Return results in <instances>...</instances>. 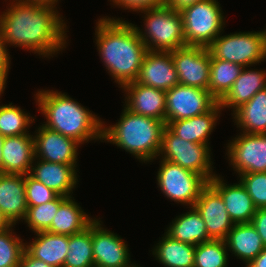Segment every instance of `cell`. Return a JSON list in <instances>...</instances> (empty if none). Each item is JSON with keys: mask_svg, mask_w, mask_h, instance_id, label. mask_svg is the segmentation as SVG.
<instances>
[{"mask_svg": "<svg viewBox=\"0 0 266 267\" xmlns=\"http://www.w3.org/2000/svg\"><path fill=\"white\" fill-rule=\"evenodd\" d=\"M211 55L250 67L266 59V29L264 31L235 32L229 35L222 33L208 47Z\"/></svg>", "mask_w": 266, "mask_h": 267, "instance_id": "cell-7", "label": "cell"}, {"mask_svg": "<svg viewBox=\"0 0 266 267\" xmlns=\"http://www.w3.org/2000/svg\"><path fill=\"white\" fill-rule=\"evenodd\" d=\"M227 147L229 165L238 175L266 172V134L240 132Z\"/></svg>", "mask_w": 266, "mask_h": 267, "instance_id": "cell-11", "label": "cell"}, {"mask_svg": "<svg viewBox=\"0 0 266 267\" xmlns=\"http://www.w3.org/2000/svg\"><path fill=\"white\" fill-rule=\"evenodd\" d=\"M170 53L179 84L208 90L211 62L208 48L186 45Z\"/></svg>", "mask_w": 266, "mask_h": 267, "instance_id": "cell-12", "label": "cell"}, {"mask_svg": "<svg viewBox=\"0 0 266 267\" xmlns=\"http://www.w3.org/2000/svg\"><path fill=\"white\" fill-rule=\"evenodd\" d=\"M8 50L9 49H6L5 43L0 35V89L6 88V81L10 69L11 58Z\"/></svg>", "mask_w": 266, "mask_h": 267, "instance_id": "cell-39", "label": "cell"}, {"mask_svg": "<svg viewBox=\"0 0 266 267\" xmlns=\"http://www.w3.org/2000/svg\"><path fill=\"white\" fill-rule=\"evenodd\" d=\"M228 251L241 259L245 265L254 260L265 248L252 223L234 224L225 239Z\"/></svg>", "mask_w": 266, "mask_h": 267, "instance_id": "cell-24", "label": "cell"}, {"mask_svg": "<svg viewBox=\"0 0 266 267\" xmlns=\"http://www.w3.org/2000/svg\"><path fill=\"white\" fill-rule=\"evenodd\" d=\"M245 267H266V247L258 256L250 261Z\"/></svg>", "mask_w": 266, "mask_h": 267, "instance_id": "cell-43", "label": "cell"}, {"mask_svg": "<svg viewBox=\"0 0 266 267\" xmlns=\"http://www.w3.org/2000/svg\"><path fill=\"white\" fill-rule=\"evenodd\" d=\"M205 222L210 239L225 240L234 226L220 194L208 183L194 204Z\"/></svg>", "mask_w": 266, "mask_h": 267, "instance_id": "cell-15", "label": "cell"}, {"mask_svg": "<svg viewBox=\"0 0 266 267\" xmlns=\"http://www.w3.org/2000/svg\"><path fill=\"white\" fill-rule=\"evenodd\" d=\"M225 240H209L195 246L194 267H227Z\"/></svg>", "mask_w": 266, "mask_h": 267, "instance_id": "cell-33", "label": "cell"}, {"mask_svg": "<svg viewBox=\"0 0 266 267\" xmlns=\"http://www.w3.org/2000/svg\"><path fill=\"white\" fill-rule=\"evenodd\" d=\"M103 122L102 140L115 144L144 163L158 157L166 123L151 117L135 114L124 107L116 124Z\"/></svg>", "mask_w": 266, "mask_h": 267, "instance_id": "cell-4", "label": "cell"}, {"mask_svg": "<svg viewBox=\"0 0 266 267\" xmlns=\"http://www.w3.org/2000/svg\"><path fill=\"white\" fill-rule=\"evenodd\" d=\"M131 267H141V266H139V265H136V264L134 263V265H133V266H131Z\"/></svg>", "mask_w": 266, "mask_h": 267, "instance_id": "cell-48", "label": "cell"}, {"mask_svg": "<svg viewBox=\"0 0 266 267\" xmlns=\"http://www.w3.org/2000/svg\"><path fill=\"white\" fill-rule=\"evenodd\" d=\"M34 134L35 158L47 162L77 165L78 148L76 140L40 125Z\"/></svg>", "mask_w": 266, "mask_h": 267, "instance_id": "cell-14", "label": "cell"}, {"mask_svg": "<svg viewBox=\"0 0 266 267\" xmlns=\"http://www.w3.org/2000/svg\"><path fill=\"white\" fill-rule=\"evenodd\" d=\"M26 202L25 175L0 173V211L11 225L23 221Z\"/></svg>", "mask_w": 266, "mask_h": 267, "instance_id": "cell-20", "label": "cell"}, {"mask_svg": "<svg viewBox=\"0 0 266 267\" xmlns=\"http://www.w3.org/2000/svg\"><path fill=\"white\" fill-rule=\"evenodd\" d=\"M4 93V89H0V97L2 96L1 94Z\"/></svg>", "mask_w": 266, "mask_h": 267, "instance_id": "cell-47", "label": "cell"}, {"mask_svg": "<svg viewBox=\"0 0 266 267\" xmlns=\"http://www.w3.org/2000/svg\"><path fill=\"white\" fill-rule=\"evenodd\" d=\"M152 254L165 267H194L195 245L180 242L166 233L155 245Z\"/></svg>", "mask_w": 266, "mask_h": 267, "instance_id": "cell-29", "label": "cell"}, {"mask_svg": "<svg viewBox=\"0 0 266 267\" xmlns=\"http://www.w3.org/2000/svg\"><path fill=\"white\" fill-rule=\"evenodd\" d=\"M233 114L234 123L243 130L242 133L266 134V88L257 92Z\"/></svg>", "mask_w": 266, "mask_h": 267, "instance_id": "cell-27", "label": "cell"}, {"mask_svg": "<svg viewBox=\"0 0 266 267\" xmlns=\"http://www.w3.org/2000/svg\"><path fill=\"white\" fill-rule=\"evenodd\" d=\"M72 197H67L60 204L51 226L46 231L70 236L85 230L95 220L89 217Z\"/></svg>", "mask_w": 266, "mask_h": 267, "instance_id": "cell-26", "label": "cell"}, {"mask_svg": "<svg viewBox=\"0 0 266 267\" xmlns=\"http://www.w3.org/2000/svg\"><path fill=\"white\" fill-rule=\"evenodd\" d=\"M266 247V208H259L253 216L252 222Z\"/></svg>", "mask_w": 266, "mask_h": 267, "instance_id": "cell-40", "label": "cell"}, {"mask_svg": "<svg viewBox=\"0 0 266 267\" xmlns=\"http://www.w3.org/2000/svg\"><path fill=\"white\" fill-rule=\"evenodd\" d=\"M217 103L209 90L178 84L166 91V126L206 113Z\"/></svg>", "mask_w": 266, "mask_h": 267, "instance_id": "cell-10", "label": "cell"}, {"mask_svg": "<svg viewBox=\"0 0 266 267\" xmlns=\"http://www.w3.org/2000/svg\"><path fill=\"white\" fill-rule=\"evenodd\" d=\"M23 1L34 3L37 5H43V6H49V7L57 8L56 4L58 3L59 0H23Z\"/></svg>", "mask_w": 266, "mask_h": 267, "instance_id": "cell-44", "label": "cell"}, {"mask_svg": "<svg viewBox=\"0 0 266 267\" xmlns=\"http://www.w3.org/2000/svg\"><path fill=\"white\" fill-rule=\"evenodd\" d=\"M202 0H166V6L173 8L174 10L180 12L183 9L194 5L195 3Z\"/></svg>", "mask_w": 266, "mask_h": 267, "instance_id": "cell-42", "label": "cell"}, {"mask_svg": "<svg viewBox=\"0 0 266 267\" xmlns=\"http://www.w3.org/2000/svg\"><path fill=\"white\" fill-rule=\"evenodd\" d=\"M239 181L247 190L257 209L266 208V172L239 175Z\"/></svg>", "mask_w": 266, "mask_h": 267, "instance_id": "cell-36", "label": "cell"}, {"mask_svg": "<svg viewBox=\"0 0 266 267\" xmlns=\"http://www.w3.org/2000/svg\"><path fill=\"white\" fill-rule=\"evenodd\" d=\"M188 208V212L172 220L165 233L173 239L195 246L211 240L200 213L194 206Z\"/></svg>", "mask_w": 266, "mask_h": 267, "instance_id": "cell-28", "label": "cell"}, {"mask_svg": "<svg viewBox=\"0 0 266 267\" xmlns=\"http://www.w3.org/2000/svg\"><path fill=\"white\" fill-rule=\"evenodd\" d=\"M10 3L0 15V35L6 49L12 45L53 58L66 48L67 25L57 8L23 0Z\"/></svg>", "mask_w": 266, "mask_h": 267, "instance_id": "cell-1", "label": "cell"}, {"mask_svg": "<svg viewBox=\"0 0 266 267\" xmlns=\"http://www.w3.org/2000/svg\"><path fill=\"white\" fill-rule=\"evenodd\" d=\"M31 166L30 175L60 196L70 197L78 184L77 165L47 162L41 159ZM34 165V166H33Z\"/></svg>", "mask_w": 266, "mask_h": 267, "instance_id": "cell-19", "label": "cell"}, {"mask_svg": "<svg viewBox=\"0 0 266 267\" xmlns=\"http://www.w3.org/2000/svg\"><path fill=\"white\" fill-rule=\"evenodd\" d=\"M266 88V72L244 67L231 89L218 102L222 108H232L233 112L247 103L257 92Z\"/></svg>", "mask_w": 266, "mask_h": 267, "instance_id": "cell-23", "label": "cell"}, {"mask_svg": "<svg viewBox=\"0 0 266 267\" xmlns=\"http://www.w3.org/2000/svg\"><path fill=\"white\" fill-rule=\"evenodd\" d=\"M35 101L45 117L43 126L83 144L89 140H102L103 121L91 110L67 94L57 90H40Z\"/></svg>", "mask_w": 266, "mask_h": 267, "instance_id": "cell-3", "label": "cell"}, {"mask_svg": "<svg viewBox=\"0 0 266 267\" xmlns=\"http://www.w3.org/2000/svg\"><path fill=\"white\" fill-rule=\"evenodd\" d=\"M101 220L92 222V251L94 267H131L130 251L124 240L101 224Z\"/></svg>", "mask_w": 266, "mask_h": 267, "instance_id": "cell-13", "label": "cell"}, {"mask_svg": "<svg viewBox=\"0 0 266 267\" xmlns=\"http://www.w3.org/2000/svg\"><path fill=\"white\" fill-rule=\"evenodd\" d=\"M68 249L63 267H94L92 223L85 230L68 236Z\"/></svg>", "mask_w": 266, "mask_h": 267, "instance_id": "cell-31", "label": "cell"}, {"mask_svg": "<svg viewBox=\"0 0 266 267\" xmlns=\"http://www.w3.org/2000/svg\"><path fill=\"white\" fill-rule=\"evenodd\" d=\"M99 56L120 88L135 82L148 52L135 26L122 18L102 17L96 23Z\"/></svg>", "mask_w": 266, "mask_h": 267, "instance_id": "cell-2", "label": "cell"}, {"mask_svg": "<svg viewBox=\"0 0 266 267\" xmlns=\"http://www.w3.org/2000/svg\"><path fill=\"white\" fill-rule=\"evenodd\" d=\"M217 174L208 182L221 196L234 224L251 223L257 208L245 187L238 183L226 184Z\"/></svg>", "mask_w": 266, "mask_h": 267, "instance_id": "cell-18", "label": "cell"}, {"mask_svg": "<svg viewBox=\"0 0 266 267\" xmlns=\"http://www.w3.org/2000/svg\"><path fill=\"white\" fill-rule=\"evenodd\" d=\"M125 107L131 112L165 122L166 91L135 82L122 87ZM127 95V96H126Z\"/></svg>", "mask_w": 266, "mask_h": 267, "instance_id": "cell-17", "label": "cell"}, {"mask_svg": "<svg viewBox=\"0 0 266 267\" xmlns=\"http://www.w3.org/2000/svg\"><path fill=\"white\" fill-rule=\"evenodd\" d=\"M3 173L26 175L35 159L34 137L24 134L5 137L3 142Z\"/></svg>", "mask_w": 266, "mask_h": 267, "instance_id": "cell-21", "label": "cell"}, {"mask_svg": "<svg viewBox=\"0 0 266 267\" xmlns=\"http://www.w3.org/2000/svg\"><path fill=\"white\" fill-rule=\"evenodd\" d=\"M223 108L217 103L210 111L183 120L171 121L167 127L179 138L209 145V135L215 129Z\"/></svg>", "mask_w": 266, "mask_h": 267, "instance_id": "cell-22", "label": "cell"}, {"mask_svg": "<svg viewBox=\"0 0 266 267\" xmlns=\"http://www.w3.org/2000/svg\"><path fill=\"white\" fill-rule=\"evenodd\" d=\"M12 227L14 225L0 232V267L19 265L25 251V243L20 237L16 236Z\"/></svg>", "mask_w": 266, "mask_h": 267, "instance_id": "cell-35", "label": "cell"}, {"mask_svg": "<svg viewBox=\"0 0 266 267\" xmlns=\"http://www.w3.org/2000/svg\"><path fill=\"white\" fill-rule=\"evenodd\" d=\"M144 28L135 29L148 51L171 52L186 46L181 13L166 5L141 11Z\"/></svg>", "mask_w": 266, "mask_h": 267, "instance_id": "cell-5", "label": "cell"}, {"mask_svg": "<svg viewBox=\"0 0 266 267\" xmlns=\"http://www.w3.org/2000/svg\"><path fill=\"white\" fill-rule=\"evenodd\" d=\"M26 202L28 207L37 206L54 200L58 194L33 178L25 175Z\"/></svg>", "mask_w": 266, "mask_h": 267, "instance_id": "cell-37", "label": "cell"}, {"mask_svg": "<svg viewBox=\"0 0 266 267\" xmlns=\"http://www.w3.org/2000/svg\"><path fill=\"white\" fill-rule=\"evenodd\" d=\"M67 197L58 195L54 200L40 204L37 206L28 207L25 218L28 227L34 233L46 231L53 221L60 204Z\"/></svg>", "mask_w": 266, "mask_h": 267, "instance_id": "cell-34", "label": "cell"}, {"mask_svg": "<svg viewBox=\"0 0 266 267\" xmlns=\"http://www.w3.org/2000/svg\"><path fill=\"white\" fill-rule=\"evenodd\" d=\"M243 68L239 64L220 60L211 55L208 90L218 102L231 89Z\"/></svg>", "mask_w": 266, "mask_h": 267, "instance_id": "cell-30", "label": "cell"}, {"mask_svg": "<svg viewBox=\"0 0 266 267\" xmlns=\"http://www.w3.org/2000/svg\"><path fill=\"white\" fill-rule=\"evenodd\" d=\"M160 160L157 173L160 190L171 201L193 207L208 181L202 175L173 162L161 158Z\"/></svg>", "mask_w": 266, "mask_h": 267, "instance_id": "cell-9", "label": "cell"}, {"mask_svg": "<svg viewBox=\"0 0 266 267\" xmlns=\"http://www.w3.org/2000/svg\"><path fill=\"white\" fill-rule=\"evenodd\" d=\"M10 226L11 224L8 222V220L4 217V215L0 211V232H2L3 230H5Z\"/></svg>", "mask_w": 266, "mask_h": 267, "instance_id": "cell-45", "label": "cell"}, {"mask_svg": "<svg viewBox=\"0 0 266 267\" xmlns=\"http://www.w3.org/2000/svg\"><path fill=\"white\" fill-rule=\"evenodd\" d=\"M19 267H53L46 262L33 257L26 249L21 257Z\"/></svg>", "mask_w": 266, "mask_h": 267, "instance_id": "cell-41", "label": "cell"}, {"mask_svg": "<svg viewBox=\"0 0 266 267\" xmlns=\"http://www.w3.org/2000/svg\"><path fill=\"white\" fill-rule=\"evenodd\" d=\"M136 82L165 91L178 85V75L171 53L148 51L144 56Z\"/></svg>", "mask_w": 266, "mask_h": 267, "instance_id": "cell-16", "label": "cell"}, {"mask_svg": "<svg viewBox=\"0 0 266 267\" xmlns=\"http://www.w3.org/2000/svg\"><path fill=\"white\" fill-rule=\"evenodd\" d=\"M209 147L206 144L182 140L166 126L158 156L202 175L209 182L216 175L213 173L210 156L212 153Z\"/></svg>", "mask_w": 266, "mask_h": 267, "instance_id": "cell-8", "label": "cell"}, {"mask_svg": "<svg viewBox=\"0 0 266 267\" xmlns=\"http://www.w3.org/2000/svg\"><path fill=\"white\" fill-rule=\"evenodd\" d=\"M34 117L12 103L0 105V133L4 137L29 134Z\"/></svg>", "mask_w": 266, "mask_h": 267, "instance_id": "cell-32", "label": "cell"}, {"mask_svg": "<svg viewBox=\"0 0 266 267\" xmlns=\"http://www.w3.org/2000/svg\"><path fill=\"white\" fill-rule=\"evenodd\" d=\"M218 0H202L180 11L185 44L208 48L225 27Z\"/></svg>", "mask_w": 266, "mask_h": 267, "instance_id": "cell-6", "label": "cell"}, {"mask_svg": "<svg viewBox=\"0 0 266 267\" xmlns=\"http://www.w3.org/2000/svg\"><path fill=\"white\" fill-rule=\"evenodd\" d=\"M113 5L124 10L137 11L138 13L147 9H154L166 4V0H110Z\"/></svg>", "mask_w": 266, "mask_h": 267, "instance_id": "cell-38", "label": "cell"}, {"mask_svg": "<svg viewBox=\"0 0 266 267\" xmlns=\"http://www.w3.org/2000/svg\"><path fill=\"white\" fill-rule=\"evenodd\" d=\"M37 236V237H36ZM25 249L35 258L53 267H63L68 249V236L48 231L36 232L34 241Z\"/></svg>", "mask_w": 266, "mask_h": 267, "instance_id": "cell-25", "label": "cell"}, {"mask_svg": "<svg viewBox=\"0 0 266 267\" xmlns=\"http://www.w3.org/2000/svg\"><path fill=\"white\" fill-rule=\"evenodd\" d=\"M5 137L0 133V173H3V142Z\"/></svg>", "mask_w": 266, "mask_h": 267, "instance_id": "cell-46", "label": "cell"}]
</instances>
